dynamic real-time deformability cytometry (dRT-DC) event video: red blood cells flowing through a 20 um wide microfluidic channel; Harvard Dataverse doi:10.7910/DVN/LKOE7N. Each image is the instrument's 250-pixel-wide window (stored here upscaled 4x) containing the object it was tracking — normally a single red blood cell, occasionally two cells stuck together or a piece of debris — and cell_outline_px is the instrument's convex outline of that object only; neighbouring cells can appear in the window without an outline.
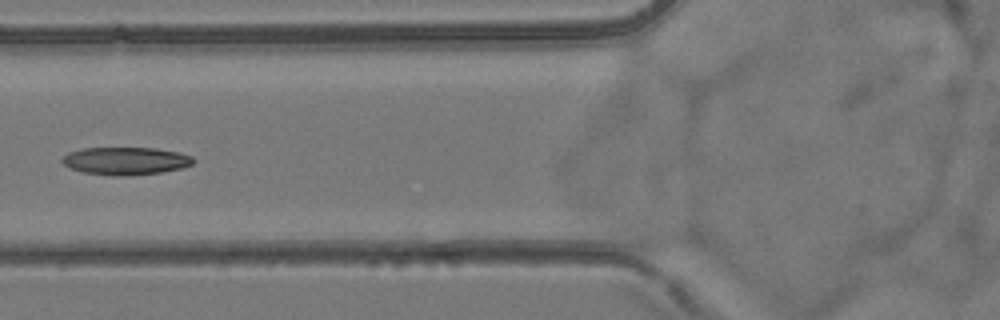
{"species": "common noctule bat (a hibernating species)", "species_latin": "Nyctalus noctula", "temperature_condition": "room temperature", "stored_images_in_passage": 5, "camera_frame_rate_fps": 3000, "um_per_image_px": 0.085, "animal": {"sex": "female", "body_mass_g": 24.6, "forearm_length_mm": 56.2}, "frame": {"image": 1, "passage_image": 5, "time_ms": 5.667, "image_size_px": [1000, 320], "cell_outline_px": [[196, 160], [192, 164], [184, 168], [160, 172], [120, 176], [116, 176], [80, 172], [68, 168], [60, 160], [68, 152], [80, 148], [156, 148], [180, 152], [192, 156]], "centroid_in_image_um": [10.67, 13.67], "position_along_channel_um": 115.1, "area_um2": 21.39}}